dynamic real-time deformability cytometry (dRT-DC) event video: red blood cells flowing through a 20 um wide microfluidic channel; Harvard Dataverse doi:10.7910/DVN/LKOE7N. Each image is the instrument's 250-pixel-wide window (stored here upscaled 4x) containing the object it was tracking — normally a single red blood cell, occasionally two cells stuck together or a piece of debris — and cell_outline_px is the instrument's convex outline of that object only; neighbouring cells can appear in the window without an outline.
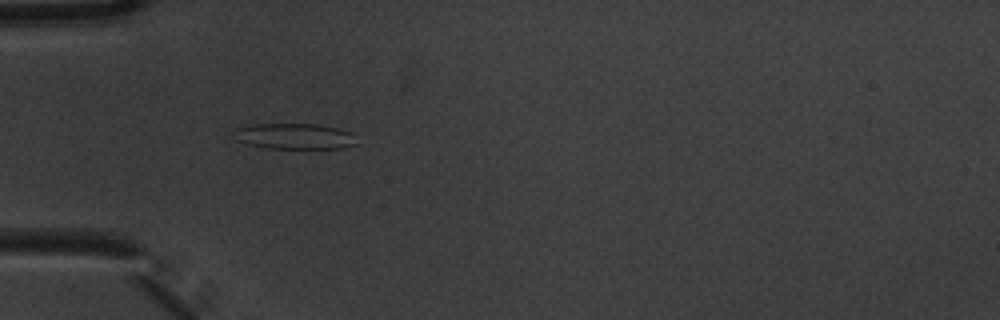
{"species": "common noctule bat (a hibernating species)", "species_latin": "Nyctalus noctula", "temperature_condition": "warm", "stored_images_in_passage": 5, "camera_frame_rate_fps": 3000, "um_per_image_px": 0.085, "animal": {"sex": "male", "body_mass_g": 20.1, "forearm_length_mm": 53.5}, "frame": {"image": 1, "passage_image": 4, "time_ms": 1.0, "image_size_px": [1000, 320], "cell_outline_px": [[356, 144], [344, 148], [264, 148], [248, 144], [236, 140], [232, 136], [232, 132], [236, 128], [256, 124], [316, 124], [336, 128], [352, 132]], "centroid_in_image_um": [24.99, 11.58], "position_along_channel_um": 60.0, "area_um2": 18.44}}
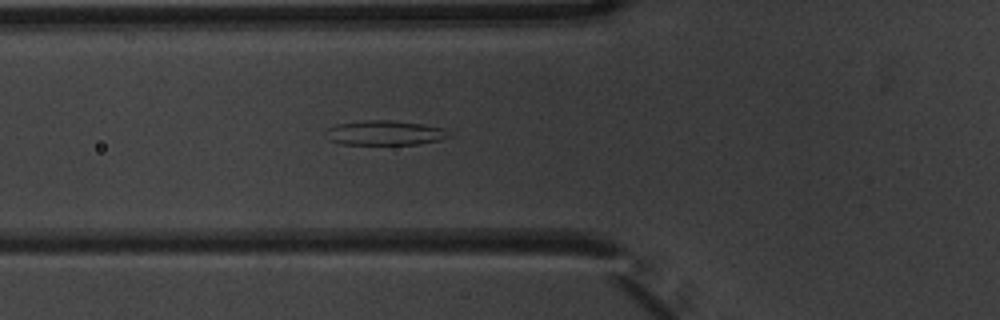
{"frame": {"image": 2, "passage_image": 5, "time_ms": 1.333, "image_size_px": [1000, 320], "cell_outline_px": [[452, 136], [440, 140], [416, 144], [340, 144], [328, 140], [324, 128], [336, 124], [360, 120], [392, 120], [424, 124], [444, 128]], "centroid_in_image_um": [32.66, 11.28], "position_along_channel_um": 93.1, "area_um2": 17.98}}